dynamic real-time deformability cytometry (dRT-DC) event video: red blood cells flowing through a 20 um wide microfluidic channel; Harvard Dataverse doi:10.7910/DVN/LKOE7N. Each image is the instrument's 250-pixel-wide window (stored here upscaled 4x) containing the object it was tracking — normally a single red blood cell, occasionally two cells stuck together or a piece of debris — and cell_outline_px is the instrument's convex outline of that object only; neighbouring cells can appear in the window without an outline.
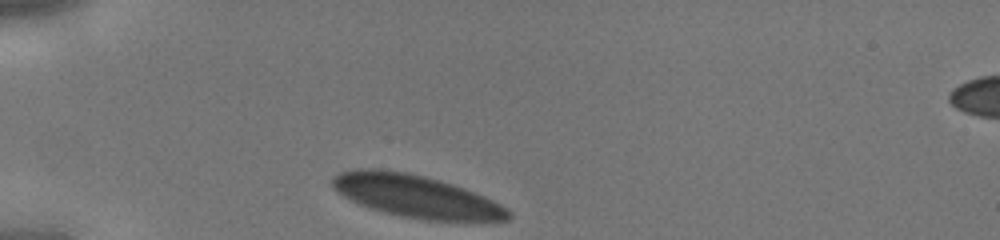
{"species": "human", "species_latin": "Homo sapiens", "temperature_condition": "cold", "stored_images_in_passage": 26, "camera_frame_rate_fps": 3000, "um_per_image_px": 0.085, "donor": {"sex": "male"}, "frame": {"image": 1, "passage_image": 1, "time_ms": 0.0, "image_size_px": [1000, 240], "cell_outline_px": [[512, 216], [508, 220], [424, 220], [384, 212], [368, 208], [344, 196], [332, 188], [332, 176], [340, 172], [356, 168], [376, 168], [408, 172], [440, 180], [464, 188], [484, 196], [508, 208], [512, 212]], "centroid_in_image_um": [35.34, 16.66], "position_along_channel_um": 49.7, "area_um2": 43.47}}
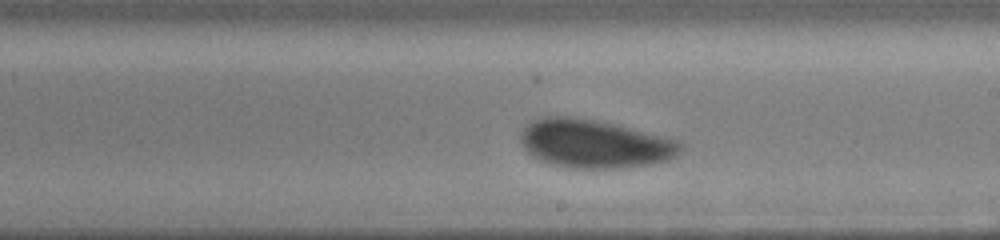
{"frame": {"image": 2, "passage_image": 15, "time_ms": 4.667, "image_size_px": [1000, 240], "cell_outline_px": [[684, 148], [676, 156], [668, 160], [652, 164], [620, 168], [568, 168], [540, 160], [532, 156], [524, 148], [520, 140], [520, 132], [532, 120], [544, 116], [572, 116], [612, 124], [668, 136], [680, 140], [684, 144]], "centroid_in_image_um": [50.57, 12.22], "position_along_channel_um": 238.4, "area_um2": 45.43}}
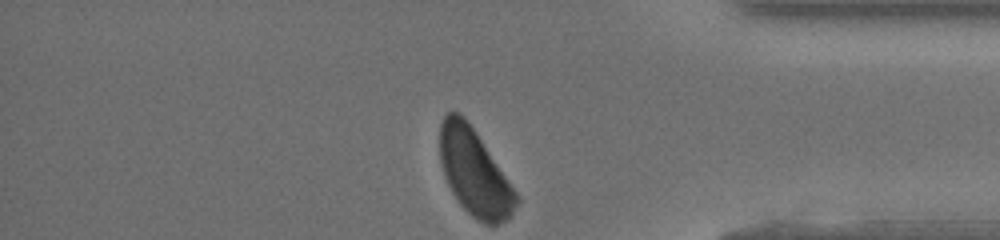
{"frame": {"image": 3, "passage_image": 26, "time_ms": 8.333, "image_size_px": [1000, 240], "cell_outline_px": [[520, 200], [512, 212], [504, 220], [496, 224], [484, 224], [476, 220], [460, 204], [452, 192], [444, 176], [440, 160], [440, 124], [444, 116], [448, 112], [460, 112], [464, 116], [476, 132], [520, 196]], "centroid_in_image_um": [40.33, 14.65], "position_along_channel_um": 394.9, "area_um2": 38.26}}